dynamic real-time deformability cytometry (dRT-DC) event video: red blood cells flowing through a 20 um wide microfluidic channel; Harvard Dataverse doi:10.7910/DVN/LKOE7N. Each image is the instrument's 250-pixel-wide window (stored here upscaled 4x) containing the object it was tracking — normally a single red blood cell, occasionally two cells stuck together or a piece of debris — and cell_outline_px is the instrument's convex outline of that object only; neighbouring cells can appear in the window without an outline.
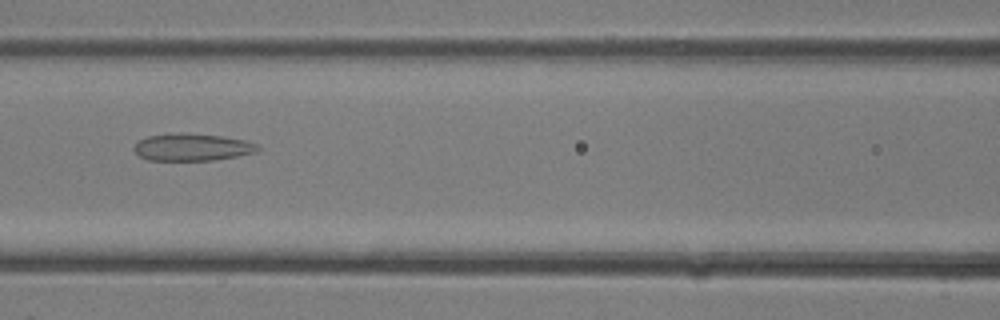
{"species": "common noctule bat (a hibernating species)", "species_latin": "Nyctalus noctula", "temperature_condition": "room temperature", "stored_images_in_passage": 34, "camera_frame_rate_fps": 3000, "um_per_image_px": 0.085, "animal": {"sex": "female"}, "frame": {"image": 1, "passage_image": 15, "time_ms": 4.667, "image_size_px": [1000, 320], "cell_outline_px": [[260, 148], [256, 152], [236, 156], [212, 160], [148, 160], [140, 156], [132, 148], [140, 140], [148, 136], [180, 132], [224, 136], [244, 140], [256, 144]], "centroid_in_image_um": [16.33, 12.5], "position_along_channel_um": 150.3, "area_um2": 19.54}}
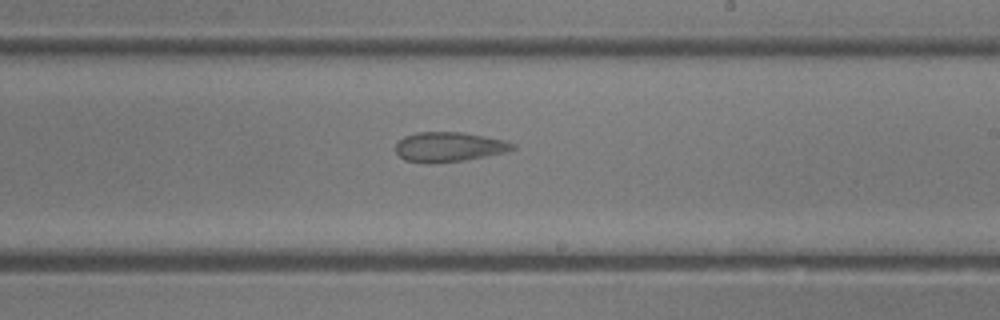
{"frame": {"image": 2, "passage_image": 20, "time_ms": 6.333, "image_size_px": [1000, 320], "cell_outline_px": [[516, 148], [508, 152], [464, 160], [428, 164], [404, 160], [396, 152], [396, 144], [404, 136], [416, 132], [464, 132], [504, 140], [516, 144]], "centroid_in_image_um": [38.18, 12.49], "position_along_channel_um": 250.8, "area_um2": 20.4}}
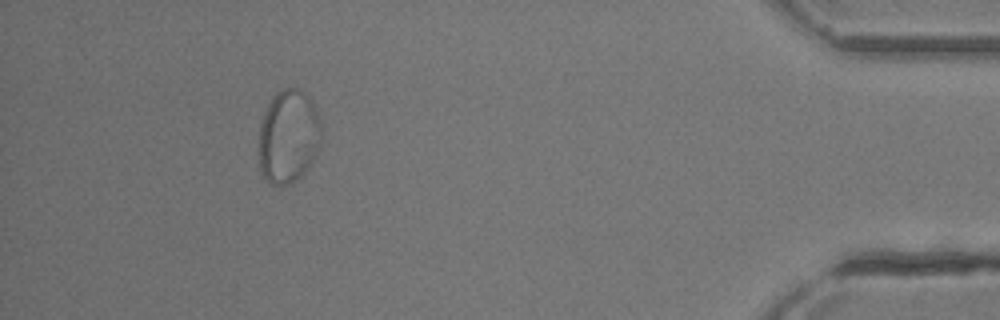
{"frame": {"image": 3, "passage_image": 31, "time_ms": 10.0, "image_size_px": [1000, 320], "cell_outline_px": [[320, 144], [316, 156], [308, 168], [296, 180], [288, 184], [272, 184], [260, 172], [260, 124], [264, 112], [272, 96], [276, 92], [284, 88], [296, 88], [304, 92], [312, 100], [320, 120]], "centroid_in_image_um": [24.53, 11.58], "position_along_channel_um": 410.7, "area_um2": 33.93}}